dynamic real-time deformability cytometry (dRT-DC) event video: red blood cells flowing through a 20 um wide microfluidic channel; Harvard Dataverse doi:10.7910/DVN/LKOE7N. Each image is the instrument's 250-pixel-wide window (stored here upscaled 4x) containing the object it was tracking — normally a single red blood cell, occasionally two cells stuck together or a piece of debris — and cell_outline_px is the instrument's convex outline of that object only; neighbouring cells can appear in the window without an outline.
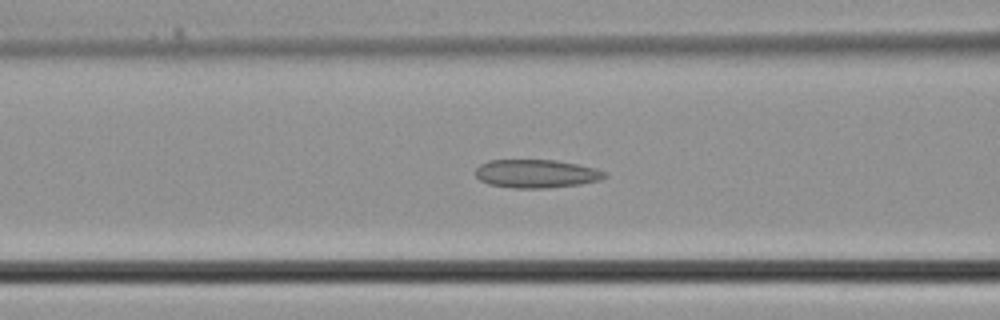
{"species": "common noctule bat (a hibernating species)", "species_latin": "Nyctalus noctula", "temperature_condition": "cold", "stored_images_in_passage": 32, "camera_frame_rate_fps": 3000, "um_per_image_px": 0.085, "animal": {"sex": "male", "body_mass_g": 21.5, "forearm_length_mm": 52.0}, "frame": {"image": 1, "passage_image": 9, "time_ms": 2.667, "image_size_px": [1000, 320], "cell_outline_px": [[608, 176], [600, 180], [580, 184], [548, 188], [512, 188], [488, 184], [480, 180], [476, 176], [476, 168], [480, 164], [488, 160], [556, 160], [580, 164], [596, 168], [604, 172]], "centroid_in_image_um": [45.59, 14.76], "position_along_channel_um": 121.0, "area_um2": 21.5}}
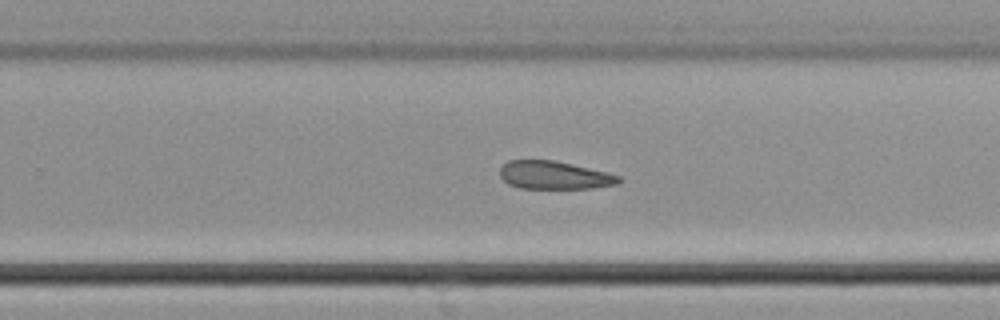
{"frame": {"image": 2, "passage_image": 18, "time_ms": 5.667, "image_size_px": [1000, 320], "cell_outline_px": [[624, 180], [620, 184], [592, 188], [520, 188], [508, 184], [500, 176], [500, 168], [508, 160], [552, 160], [572, 164], [608, 172], [620, 176]], "centroid_in_image_um": [47.16, 14.89], "position_along_channel_um": 282.6, "area_um2": 19.54}}
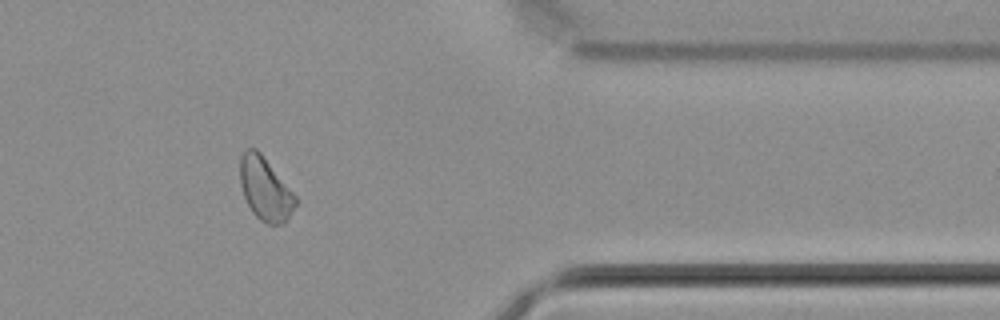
{"frame": {"image": 3, "passage_image": 25, "time_ms": 8.0, "image_size_px": [1000, 320], "cell_outline_px": [[300, 200], [288, 220], [280, 224], [268, 224], [260, 220], [252, 212], [244, 196], [240, 184], [240, 156], [244, 148], [256, 148], [260, 152]], "centroid_in_image_um": [22.56, 16.06], "position_along_channel_um": 388.8, "area_um2": 20.63}}